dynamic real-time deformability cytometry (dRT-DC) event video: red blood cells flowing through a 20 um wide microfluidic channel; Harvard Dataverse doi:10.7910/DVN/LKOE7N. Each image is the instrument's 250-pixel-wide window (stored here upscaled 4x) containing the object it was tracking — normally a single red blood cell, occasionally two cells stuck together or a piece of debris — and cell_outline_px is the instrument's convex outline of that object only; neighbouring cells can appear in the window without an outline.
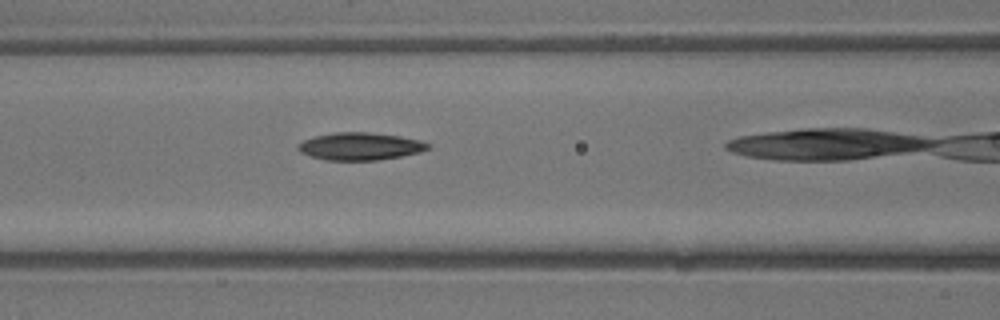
{"species": "common noctule bat (a hibernating species)", "species_latin": "Nyctalus noctula", "temperature_condition": "warm", "stored_images_in_passage": 7, "camera_frame_rate_fps": 3000, "um_per_image_px": 0.085, "animal": {"sex": "male", "body_mass_g": 13.3}, "frame": {"image": 1, "passage_image": 4, "time_ms": 1.0, "image_size_px": [1000, 320], "cell_outline_px": [[432, 148], [420, 152], [400, 156], [376, 160], [328, 160], [312, 156], [300, 152], [296, 148], [296, 144], [304, 140], [316, 136], [336, 132], [368, 132], [400, 136], [420, 140], [432, 144]], "centroid_in_image_um": [30.64, 12.43], "position_along_channel_um": 136.0, "area_um2": 20.81}}
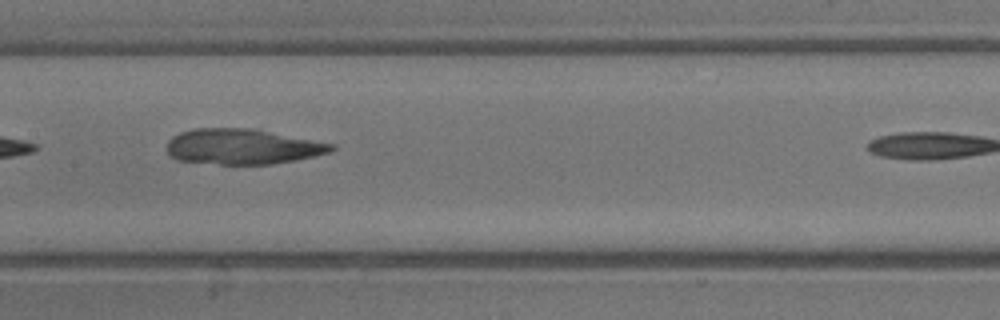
{"frame": {"image": 2, "passage_image": 6, "time_ms": 1.667, "image_size_px": [1000, 320], "cell_outline_px": [[336, 148], [328, 152], [296, 160], [272, 164], [220, 164], [176, 160], [168, 152], [168, 140], [172, 136], [180, 132], [196, 128], [252, 128], [336, 144]], "centroid_in_image_um": [20.61, 12.45], "position_along_channel_um": 186.8, "area_um2": 33.87}}